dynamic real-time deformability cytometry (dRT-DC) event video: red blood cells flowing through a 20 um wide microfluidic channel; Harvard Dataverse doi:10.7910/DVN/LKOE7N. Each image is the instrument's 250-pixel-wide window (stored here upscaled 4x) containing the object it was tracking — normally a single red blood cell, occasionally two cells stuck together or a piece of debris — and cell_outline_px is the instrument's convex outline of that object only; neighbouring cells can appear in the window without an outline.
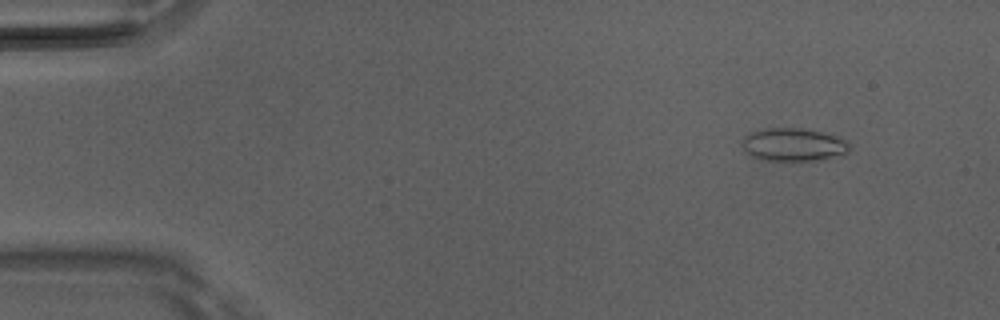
{"species": "Egyptian fruit bat (a non-hibernating species)", "species_latin": "Rousettus aegyptiacus", "temperature_condition": "room temperature", "stored_images_in_passage": 4, "camera_frame_rate_fps": 3000, "um_per_image_px": 0.085, "animal": {"sex": "male"}, "frame": {"image": 1, "passage_image": 1, "time_ms": 0.0, "image_size_px": [1000, 320], "cell_outline_px": [[852, 148], [844, 156], [824, 160], [764, 160], [752, 156], [740, 144], [744, 136], [752, 132], [764, 128], [800, 128], [840, 136], [848, 140]], "centroid_in_image_um": [67.54, 12.3], "position_along_channel_um": 17.5, "area_um2": 21.04}}